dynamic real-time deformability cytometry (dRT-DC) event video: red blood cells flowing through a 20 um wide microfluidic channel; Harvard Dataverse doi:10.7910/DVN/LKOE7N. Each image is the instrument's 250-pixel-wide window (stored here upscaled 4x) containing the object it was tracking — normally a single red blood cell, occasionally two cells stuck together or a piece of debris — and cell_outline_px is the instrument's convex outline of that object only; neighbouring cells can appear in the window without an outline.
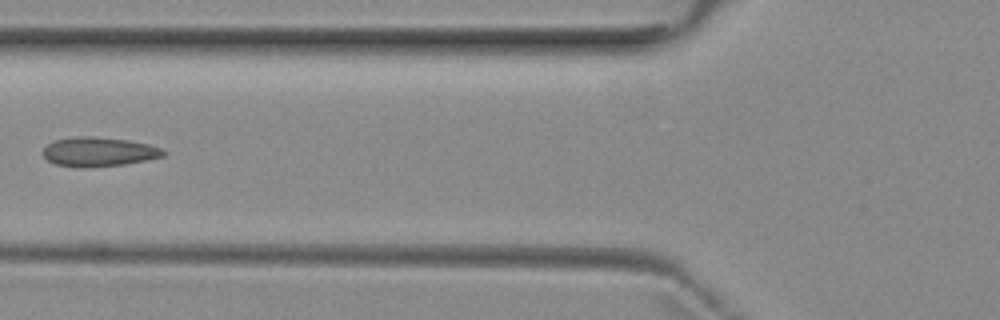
{"species": "common noctule bat (a hibernating species)", "species_latin": "Nyctalus noctula", "temperature_condition": "room temperature", "stored_images_in_passage": 6, "camera_frame_rate_fps": 3000, "um_per_image_px": 0.085, "animal": {"sex": "female", "body_mass_g": 29.2, "forearm_length_mm": 56.3}, "frame": {"image": 1, "passage_image": 5, "time_ms": 4.667, "image_size_px": [1000, 320], "cell_outline_px": [[164, 156], [148, 160], [124, 164], [84, 168], [80, 168], [56, 164], [48, 160], [40, 152], [48, 144], [56, 140], [80, 136], [92, 136], [128, 140], [148, 144], [160, 148], [164, 152]], "centroid_in_image_um": [8.37, 12.91], "position_along_channel_um": 117.4, "area_um2": 20.46}}
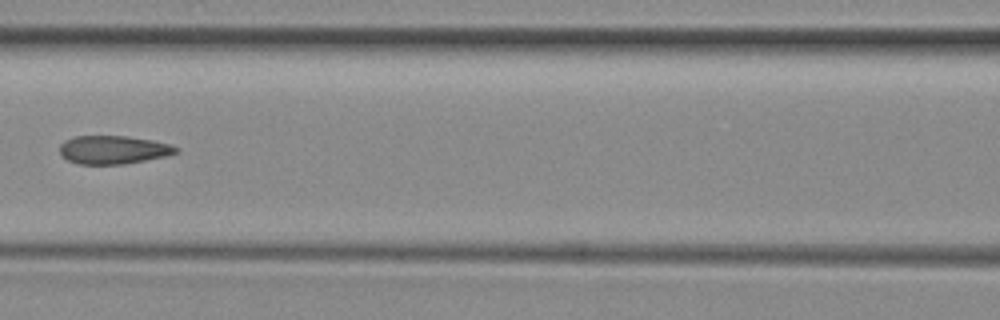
{"frame": {"image": 2, "passage_image": 6, "time_ms": 5.667, "image_size_px": [1000, 320], "cell_outline_px": [[180, 152], [168, 156], [124, 164], [80, 164], [68, 160], [60, 152], [60, 144], [64, 140], [76, 136], [124, 136], [148, 140], [168, 144], [180, 148]], "centroid_in_image_um": [9.65, 12.74], "position_along_channel_um": 157.0, "area_um2": 19.07}}